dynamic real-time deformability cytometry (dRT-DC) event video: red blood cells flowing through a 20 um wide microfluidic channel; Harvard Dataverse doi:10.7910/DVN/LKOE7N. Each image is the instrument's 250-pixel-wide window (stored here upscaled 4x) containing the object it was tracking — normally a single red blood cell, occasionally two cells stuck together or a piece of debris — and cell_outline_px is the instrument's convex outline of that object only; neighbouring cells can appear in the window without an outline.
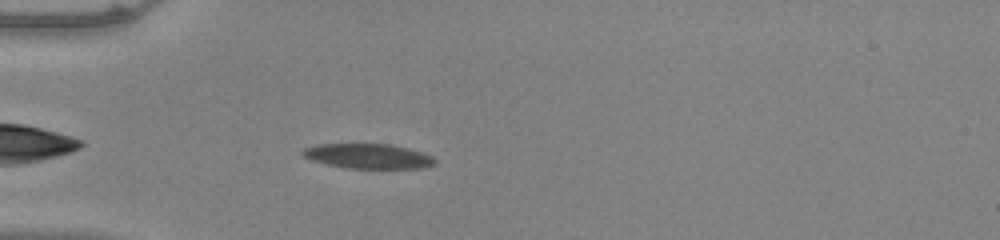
{"species": "common noctule bat (a hibernating species)", "species_latin": "Nyctalus noctula", "temperature_condition": "warm", "stored_images_in_passage": 31, "camera_frame_rate_fps": 3000, "um_per_image_px": 0.085, "animal": {"sex": "male", "body_mass_g": 20.0, "forearm_length_mm": 53.3}, "frame": {"image": 1, "passage_image": 1, "time_ms": 0.0, "image_size_px": [1000, 240], "cell_outline_px": [[436, 164], [424, 168], [348, 168], [328, 164], [312, 160], [304, 156], [300, 152], [304, 148], [316, 144], [388, 144], [408, 148], [432, 156], [436, 160]], "centroid_in_image_um": [31.3, 13.27], "position_along_channel_um": 53.7, "area_um2": 19.02}}
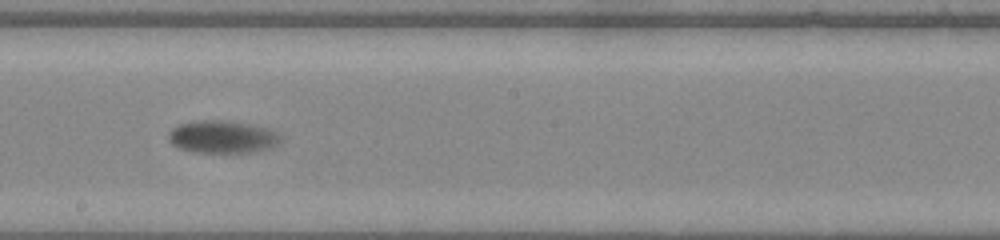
{"frame": {"image": 2, "passage_image": 16, "time_ms": 5.0, "image_size_px": [1000, 240], "cell_outline_px": [[280, 140], [272, 148], [252, 152], [196, 152], [180, 148], [172, 144], [168, 140], [168, 132], [172, 128], [180, 124], [200, 120], [228, 120], [268, 128], [276, 132], [280, 136]], "centroid_in_image_um": [18.89, 11.63], "position_along_channel_um": 229.3, "area_um2": 21.21}}
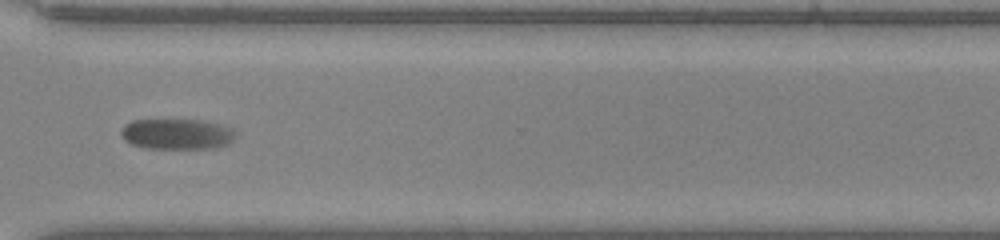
{"frame": {"image": 3, "passage_image": 26, "time_ms": 8.333, "image_size_px": [1000, 240], "cell_outline_px": [[236, 136], [228, 144], [216, 148], [144, 148], [132, 144], [124, 140], [120, 132], [124, 124], [132, 120], [200, 120], [220, 124], [232, 128], [236, 132]], "centroid_in_image_um": [15.04, 11.39], "position_along_channel_um": 355.6, "area_um2": 20.52}}